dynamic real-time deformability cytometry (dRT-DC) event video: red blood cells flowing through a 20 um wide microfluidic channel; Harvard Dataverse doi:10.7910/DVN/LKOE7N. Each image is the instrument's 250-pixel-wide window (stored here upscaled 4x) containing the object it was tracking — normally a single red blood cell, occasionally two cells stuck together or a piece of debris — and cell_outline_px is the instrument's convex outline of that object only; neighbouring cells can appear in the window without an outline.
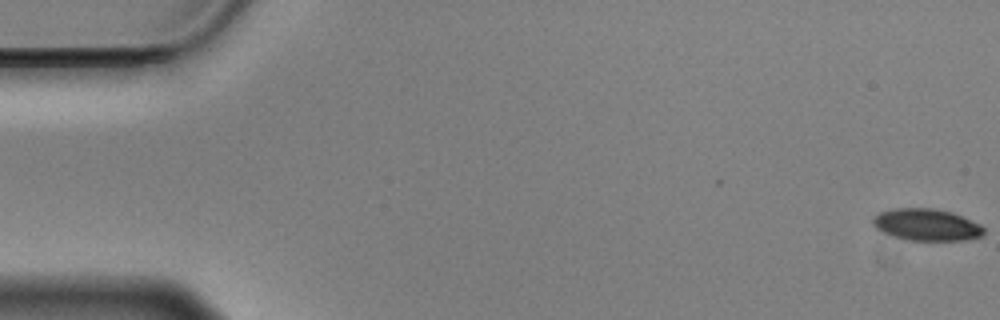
{"species": "Egyptian fruit bat (a non-hibernating species)", "species_latin": "Rousettus aegyptiacus", "temperature_condition": "cold", "stored_images_in_passage": 58, "camera_frame_rate_fps": 3000, "um_per_image_px": 0.085, "animal": {"sex": "male"}, "frame": {"image": 1, "passage_image": 1, "time_ms": 0.0, "image_size_px": [1000, 320], "cell_outline_px": [[984, 232], [980, 236], [964, 240], [908, 240], [884, 232], [876, 228], [872, 220], [880, 212], [896, 208], [932, 208], [952, 212], [980, 224], [984, 228]], "centroid_in_image_um": [78.78, 19.09], "position_along_channel_um": 6.2, "area_um2": 20.23}}
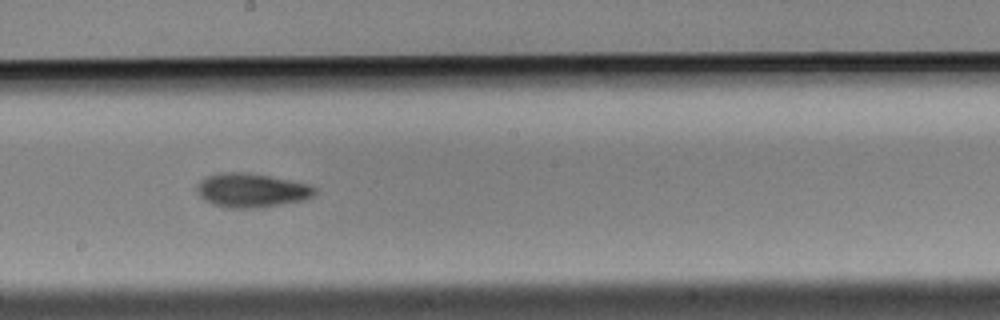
{"frame": {"image": 2, "passage_image": 32, "time_ms": 10.333, "image_size_px": [1000, 320], "cell_outline_px": [[316, 192], [312, 196], [304, 200], [256, 208], [232, 208], [212, 204], [204, 200], [200, 196], [196, 188], [196, 184], [204, 176], [220, 172], [244, 172], [268, 176], [308, 184], [316, 188]], "centroid_in_image_um": [21.32, 16.17], "position_along_channel_um": 226.9, "area_um2": 23.29}}
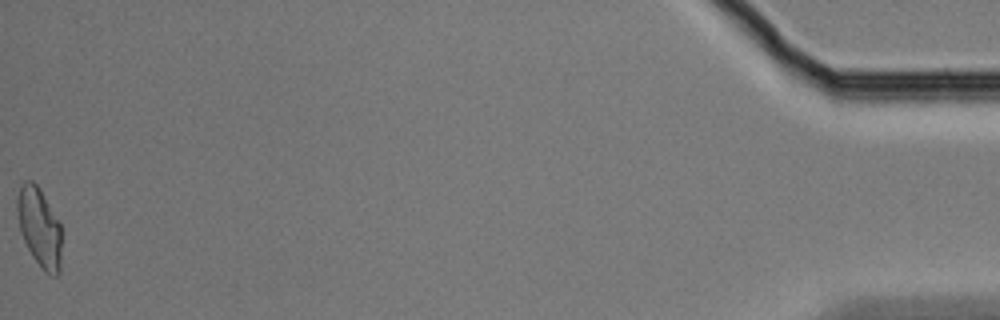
{"frame": {"image": 3, "passage_image": 58, "time_ms": 19.0, "image_size_px": [1000, 320], "cell_outline_px": [[60, 272], [56, 276], [52, 276], [44, 272], [32, 256], [20, 232], [16, 208], [16, 196], [20, 184], [24, 180], [32, 180], [40, 188], [60, 224]], "centroid_in_image_um": [3.31, 19.3], "position_along_channel_um": 431.9, "area_um2": 20.58}, "authors_computed_cell_mechanics": {"area_um2": 21.3571, "velocity_mm_per_s": 3.5168, "shape_relaxation_time_tau1_ms": 3.3949, "shape_relaxation_time_tau2_ms": null, "deformation_change_tau1": 0.1258, "deformation_change_tau2": null}}